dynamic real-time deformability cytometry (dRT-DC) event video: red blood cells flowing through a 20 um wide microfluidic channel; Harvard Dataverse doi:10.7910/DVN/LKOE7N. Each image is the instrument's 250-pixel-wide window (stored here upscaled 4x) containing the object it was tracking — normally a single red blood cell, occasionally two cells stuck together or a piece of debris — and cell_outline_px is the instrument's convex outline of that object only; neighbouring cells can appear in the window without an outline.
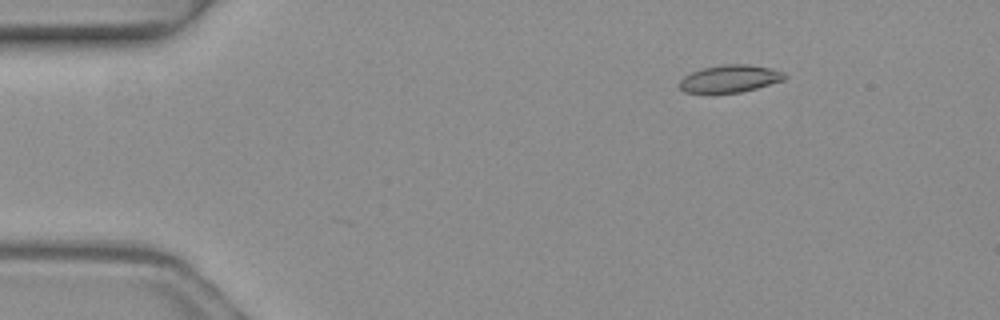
{"species": "common noctule bat (a hibernating species)", "species_latin": "Nyctalus noctula", "temperature_condition": "warm", "stored_images_in_passage": 4, "camera_frame_rate_fps": 3000, "um_per_image_px": 0.085, "animal": {"sex": "female", "body_mass_g": 19.3, "forearm_length_mm": 54.1}, "frame": {"image": 1, "passage_image": 2, "time_ms": 0.333, "image_size_px": [1000, 320], "cell_outline_px": [[788, 76], [784, 80], [756, 88], [740, 92], [684, 92], [680, 88], [680, 80], [684, 76], [700, 68], [724, 64], [748, 64], [768, 68], [784, 72]], "centroid_in_image_um": [62.05, 6.67], "position_along_channel_um": 23.0, "area_um2": 16.59}}